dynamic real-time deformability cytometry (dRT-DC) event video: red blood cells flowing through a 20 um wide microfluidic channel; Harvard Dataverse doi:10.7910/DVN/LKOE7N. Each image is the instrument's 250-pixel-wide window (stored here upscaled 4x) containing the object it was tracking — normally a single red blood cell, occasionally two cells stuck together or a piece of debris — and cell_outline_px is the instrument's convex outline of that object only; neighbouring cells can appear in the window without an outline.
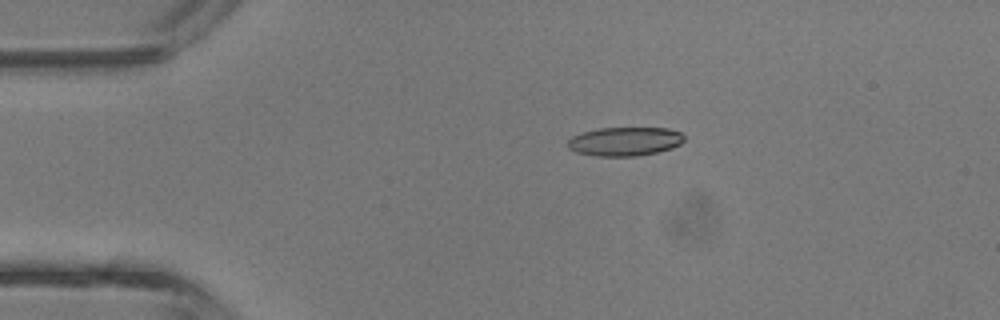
{"species": "common noctule bat (a hibernating species)", "species_latin": "Nyctalus noctula", "temperature_condition": "room temperature", "stored_images_in_passage": 5, "camera_frame_rate_fps": 3000, "um_per_image_px": 0.085, "animal": {"sex": "male", "body_mass_g": 13.3}, "frame": {"image": 1, "passage_image": 5, "time_ms": 1.333, "image_size_px": [1000, 320], "cell_outline_px": [[684, 140], [680, 144], [672, 148], [656, 152], [636, 156], [596, 156], [576, 152], [568, 148], [568, 140], [572, 136], [596, 128], [668, 128], [680, 132], [684, 136]], "centroid_in_image_um": [53.1, 12.02], "position_along_channel_um": 31.9, "area_um2": 19.54}}